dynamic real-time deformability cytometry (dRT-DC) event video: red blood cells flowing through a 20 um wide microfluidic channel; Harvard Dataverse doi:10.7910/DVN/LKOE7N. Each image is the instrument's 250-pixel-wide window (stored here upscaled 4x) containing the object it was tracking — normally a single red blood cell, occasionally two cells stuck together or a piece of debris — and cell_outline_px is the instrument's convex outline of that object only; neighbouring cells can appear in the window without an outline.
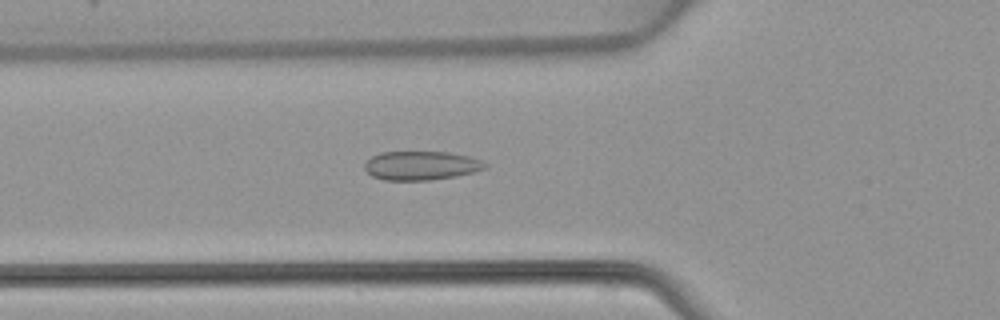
{"species": "common noctule bat (a hibernating species)", "species_latin": "Nyctalus noctula", "temperature_condition": "warm", "stored_images_in_passage": 48, "camera_frame_rate_fps": 3000, "um_per_image_px": 0.085, "animal": {"sex": "female", "body_mass_g": 22.7, "forearm_length_mm": 54.2}, "frame": {"image": 1, "passage_image": 17, "time_ms": 5.333, "image_size_px": [1000, 320], "cell_outline_px": [[488, 168], [456, 176], [428, 180], [384, 180], [372, 176], [364, 168], [364, 164], [372, 156], [380, 152], [448, 152], [468, 156], [480, 160], [488, 164]], "centroid_in_image_um": [35.8, 14.07], "position_along_channel_um": 90.0, "area_um2": 20.23}}
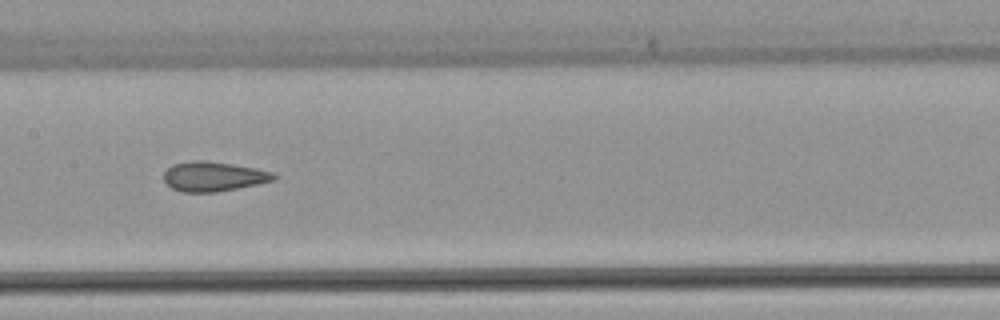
{"frame": {"image": 2, "passage_image": 24, "time_ms": 7.667, "image_size_px": [1000, 320], "cell_outline_px": [[280, 176], [276, 180], [216, 192], [180, 192], [172, 188], [164, 180], [164, 172], [172, 164], [192, 160], [204, 160], [232, 164], [256, 168], [272, 172]], "centroid_in_image_um": [18.16, 14.99], "position_along_channel_um": 189.2, "area_um2": 19.07}}
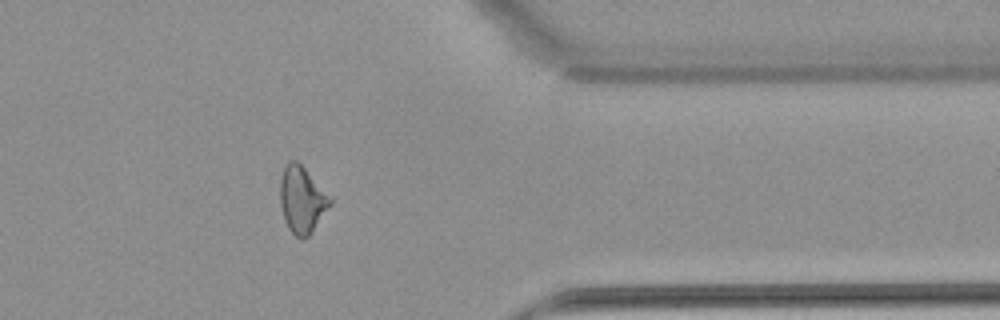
{"frame": {"image": 3, "passage_image": 39, "time_ms": 12.667, "image_size_px": [1000, 320], "cell_outline_px": [[332, 204], [308, 236], [304, 240], [300, 240], [288, 228], [280, 204], [280, 180], [284, 168], [288, 160], [296, 160], [332, 196]], "centroid_in_image_um": [25.68, 16.97], "position_along_channel_um": 385.7, "area_um2": 19.42}}